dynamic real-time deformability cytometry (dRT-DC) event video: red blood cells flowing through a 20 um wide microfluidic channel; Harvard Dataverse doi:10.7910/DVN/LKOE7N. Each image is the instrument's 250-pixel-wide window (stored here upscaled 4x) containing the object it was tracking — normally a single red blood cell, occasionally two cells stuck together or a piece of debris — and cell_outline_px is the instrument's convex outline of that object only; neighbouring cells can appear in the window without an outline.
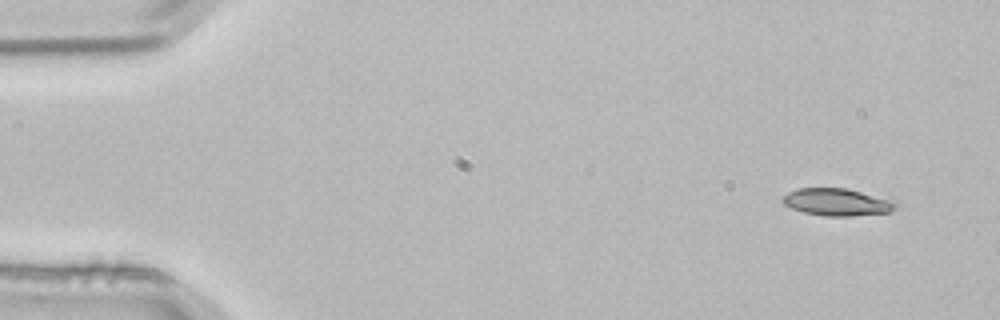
{"species": "common noctule bat (a hibernating species)", "species_latin": "Nyctalus noctula", "temperature_condition": "room temperature", "stored_images_in_passage": 3, "camera_frame_rate_fps": 3000, "um_per_image_px": 0.085, "animal": {"sex": "male", "body_mass_g": 21.5, "forearm_length_mm": 52.0}, "frame": {"image": 1, "passage_image": 1, "time_ms": 0.0, "image_size_px": [1000, 320], "cell_outline_px": [[900, 204], [896, 208], [888, 212], [848, 216], [824, 216], [804, 212], [792, 208], [784, 204], [780, 200], [780, 196], [796, 188], [844, 188], [896, 200]], "centroid_in_image_um": [71.14, 17.17], "position_along_channel_um": 13.9, "area_um2": 18.15}}
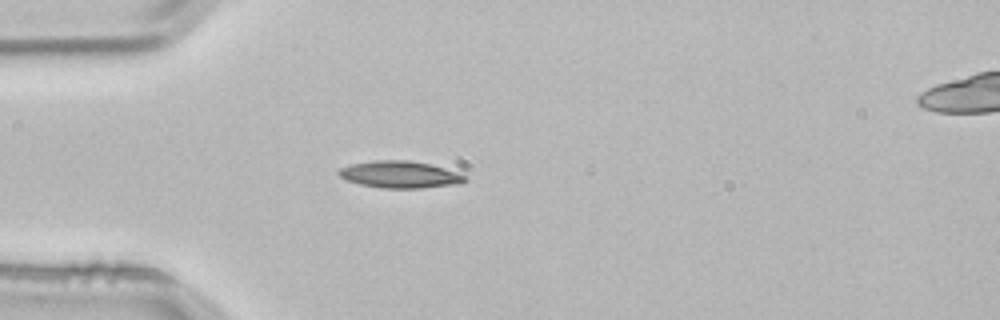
{"frame": {"image": 2, "passage_image": 3, "time_ms": 0.667, "image_size_px": [1000, 320], "cell_outline_px": [[468, 180], [460, 184], [420, 188], [380, 188], [360, 184], [344, 180], [336, 172], [340, 168], [352, 164], [376, 160], [408, 160], [432, 164], [460, 172]], "centroid_in_image_um": [34.02, 14.83], "position_along_channel_um": 51.0, "area_um2": 20.06}}